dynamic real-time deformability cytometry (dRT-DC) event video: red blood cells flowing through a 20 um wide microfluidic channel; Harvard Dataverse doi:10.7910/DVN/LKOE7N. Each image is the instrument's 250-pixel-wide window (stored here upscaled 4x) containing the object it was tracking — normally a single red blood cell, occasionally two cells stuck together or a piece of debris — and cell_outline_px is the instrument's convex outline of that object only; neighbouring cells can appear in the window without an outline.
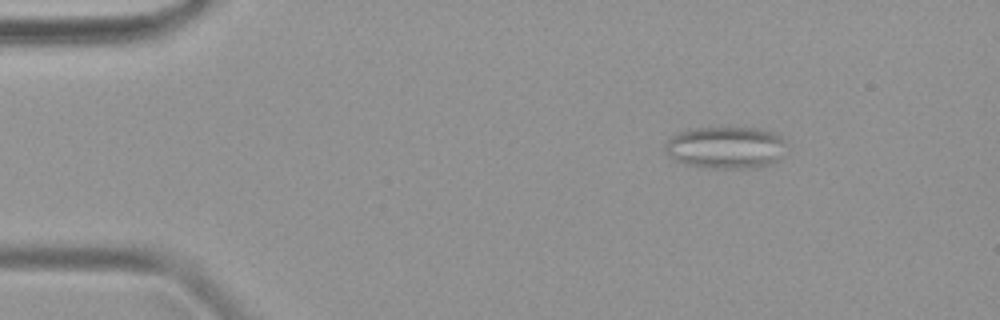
{"species": "common noctule bat (a hibernating species)", "species_latin": "Nyctalus noctula", "temperature_condition": "warm", "stored_images_in_passage": 47, "camera_frame_rate_fps": 3000, "um_per_image_px": 0.085, "animal": {"sex": "female", "body_mass_g": 19.9}, "frame": {"image": 1, "passage_image": 7, "time_ms": 2.0, "image_size_px": [1000, 320], "cell_outline_px": [[788, 140], [776, 160], [768, 164], [756, 168], [708, 168], [688, 164], [676, 160], [664, 148], [664, 144], [672, 136], [688, 128], [760, 128], [772, 132]], "centroid_in_image_um": [61.69, 12.53], "position_along_channel_um": 23.3, "area_um2": 29.48}}
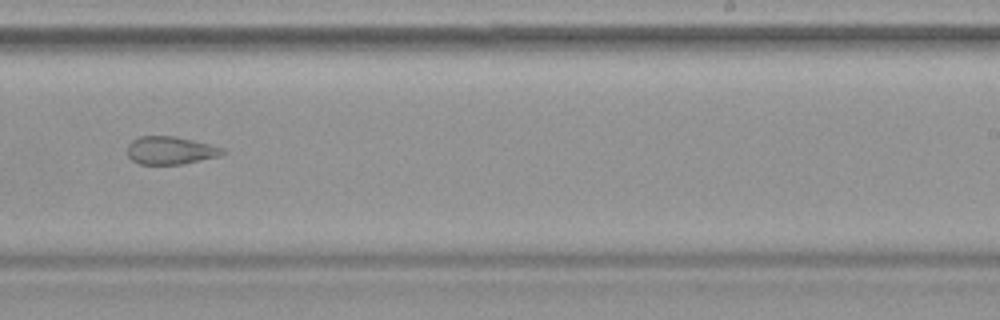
{"frame": {"image": 2, "passage_image": 30, "time_ms": 9.667, "image_size_px": [1000, 320], "cell_outline_px": [[228, 152], [220, 156], [180, 164], [140, 164], [132, 160], [128, 156], [128, 144], [132, 140], [140, 136], [172, 136], [192, 140], [228, 148]], "centroid_in_image_um": [14.54, 12.78], "position_along_channel_um": 274.5, "area_um2": 15.55}}
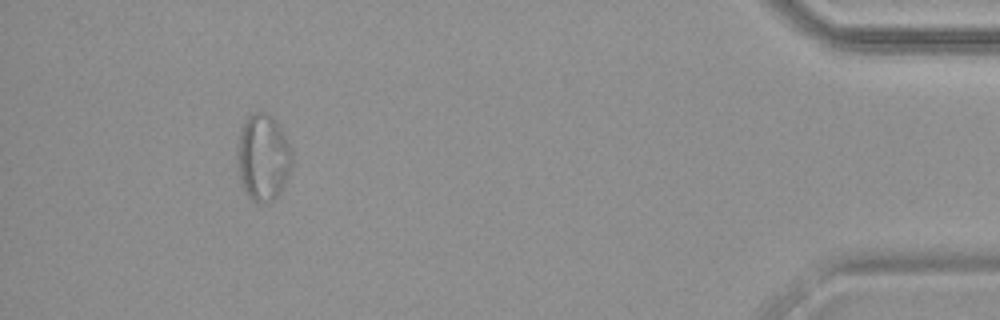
{"frame": {"image": 3, "passage_image": 44, "time_ms": 14.333, "image_size_px": [1000, 320], "cell_outline_px": [[292, 164], [280, 192], [272, 200], [260, 204], [252, 200], [248, 196], [244, 188], [240, 176], [236, 156], [236, 152], [240, 132], [248, 116], [252, 112], [264, 112], [272, 116], [276, 120], [292, 148]], "centroid_in_image_um": [22.36, 13.36], "position_along_channel_um": 412.8, "area_um2": 27.51}}